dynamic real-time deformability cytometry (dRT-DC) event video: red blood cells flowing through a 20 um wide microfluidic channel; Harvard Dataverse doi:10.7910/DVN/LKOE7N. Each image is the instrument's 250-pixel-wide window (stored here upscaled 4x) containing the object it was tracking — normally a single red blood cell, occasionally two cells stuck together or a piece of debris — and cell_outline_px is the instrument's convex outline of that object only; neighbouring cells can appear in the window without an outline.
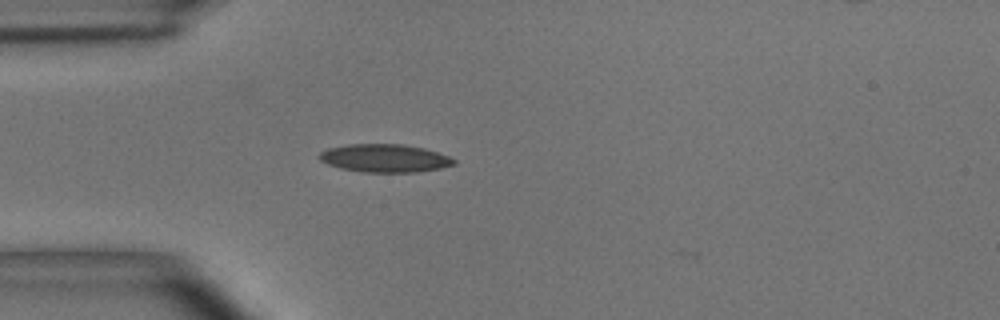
{"species": "common noctule bat (a hibernating species)", "species_latin": "Nyctalus noctula", "temperature_condition": "room temperature", "stored_images_in_passage": 3, "camera_frame_rate_fps": 3000, "um_per_image_px": 0.085, "animal": {"sex": "male", "body_mass_g": 15.6}, "frame": {"image": 1, "passage_image": 2, "time_ms": 0.333, "image_size_px": [1000, 320], "cell_outline_px": [[456, 164], [440, 168], [416, 172], [364, 172], [340, 168], [328, 164], [320, 160], [320, 152], [328, 148], [348, 144], [404, 144], [424, 148], [448, 156], [456, 160]], "centroid_in_image_um": [32.71, 13.44], "position_along_channel_um": 52.3, "area_um2": 21.91}}